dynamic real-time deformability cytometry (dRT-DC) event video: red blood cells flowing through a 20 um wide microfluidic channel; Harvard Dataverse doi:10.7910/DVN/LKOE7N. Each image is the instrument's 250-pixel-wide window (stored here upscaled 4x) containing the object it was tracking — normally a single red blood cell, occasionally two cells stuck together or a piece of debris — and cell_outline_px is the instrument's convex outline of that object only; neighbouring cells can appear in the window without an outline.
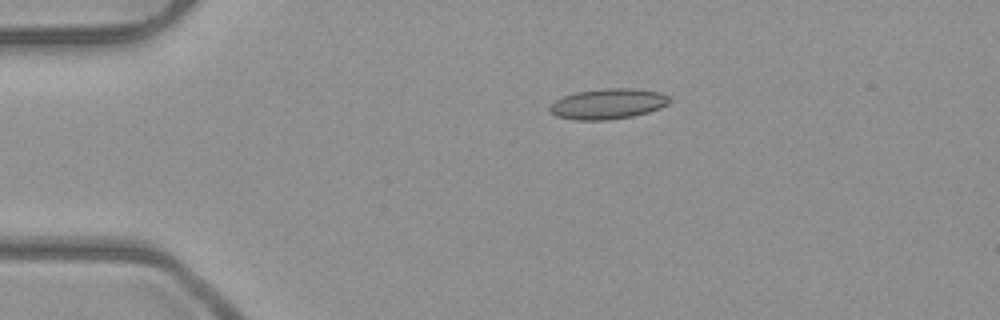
{"species": "common noctule bat (a hibernating species)", "species_latin": "Nyctalus noctula", "temperature_condition": "room temperature", "stored_images_in_passage": 8, "camera_frame_rate_fps": 3000, "um_per_image_px": 0.085, "animal": {"sex": "male", "body_mass_g": 23.1, "forearm_length_mm": 52.7}, "frame": {"image": 1, "passage_image": 4, "time_ms": 1.0, "image_size_px": [1000, 320], "cell_outline_px": [[672, 100], [668, 104], [660, 108], [648, 112], [632, 116], [608, 120], [576, 120], [556, 116], [548, 108], [556, 100], [564, 96], [576, 92], [604, 88], [632, 88], [660, 92], [668, 96]], "centroid_in_image_um": [51.7, 8.82], "position_along_channel_um": 33.3, "area_um2": 21.21}}
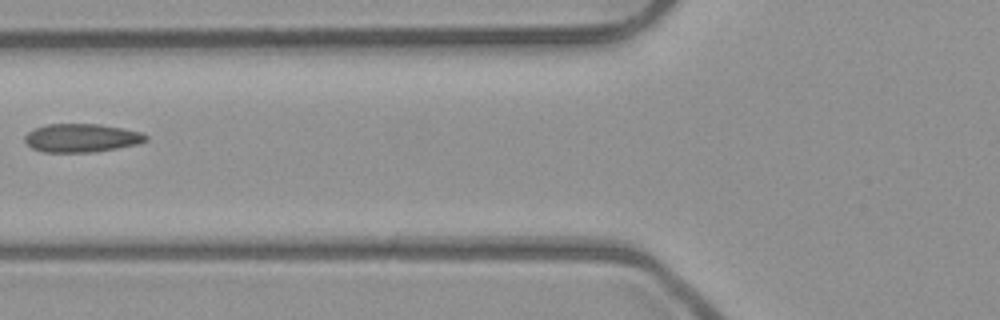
{"frame": {"image": 2, "passage_image": 7, "time_ms": 2.0, "image_size_px": [1000, 320], "cell_outline_px": [[148, 140], [136, 144], [116, 148], [92, 152], [44, 152], [32, 148], [24, 140], [24, 136], [28, 132], [36, 128], [48, 124], [100, 124], [140, 132], [148, 136]], "centroid_in_image_um": [6.91, 11.72], "position_along_channel_um": 118.9, "area_um2": 19.83}}
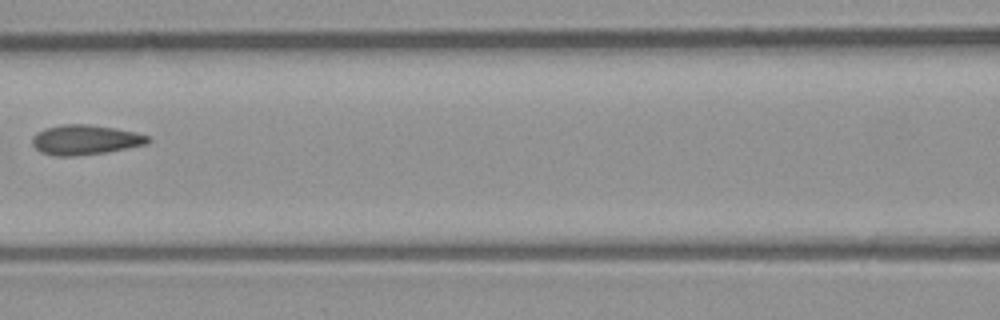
{"frame": {"image": 3, "passage_image": 8, "time_ms": 2.333, "image_size_px": [1000, 320], "cell_outline_px": [[152, 140], [148, 144], [108, 152], [72, 156], [56, 156], [40, 152], [32, 144], [32, 136], [36, 132], [48, 128], [64, 124], [88, 124], [112, 128], [132, 132], [148, 136]], "centroid_in_image_um": [7.23, 11.89], "position_along_channel_um": 159.4, "area_um2": 20.0}}